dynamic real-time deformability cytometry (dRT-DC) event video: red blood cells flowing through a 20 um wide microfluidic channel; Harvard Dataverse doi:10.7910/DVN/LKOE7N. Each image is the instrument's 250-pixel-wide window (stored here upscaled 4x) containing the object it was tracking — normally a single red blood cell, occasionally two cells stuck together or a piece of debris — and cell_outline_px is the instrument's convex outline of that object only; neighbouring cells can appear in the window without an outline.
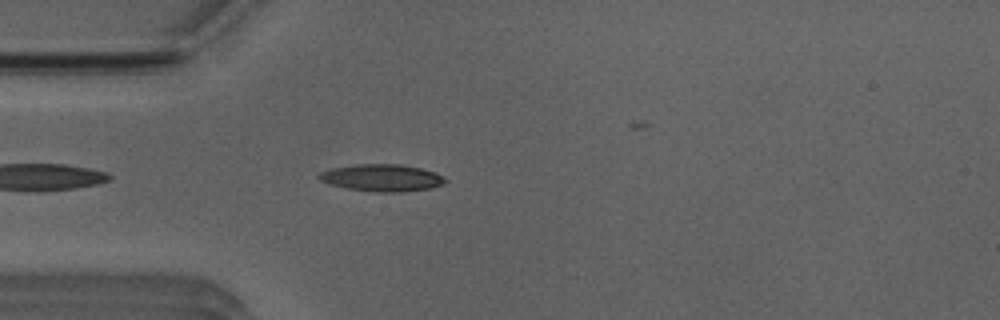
{"species": "Egyptian fruit bat (a non-hibernating species)", "species_latin": "Rousettus aegyptiacus", "temperature_condition": "room temperature", "stored_images_in_passage": 33, "camera_frame_rate_fps": 3000, "um_per_image_px": 0.085, "animal": {"sex": "male"}, "frame": {"image": 1, "passage_image": 4, "time_ms": 1.0, "image_size_px": [1000, 320], "cell_outline_px": [[448, 180], [444, 184], [432, 188], [400, 192], [376, 192], [348, 188], [328, 184], [320, 180], [316, 176], [320, 172], [332, 168], [356, 164], [400, 164], [420, 168], [432, 172]], "centroid_in_image_um": [32.43, 15.11], "position_along_channel_um": 52.6, "area_um2": 19.83}}
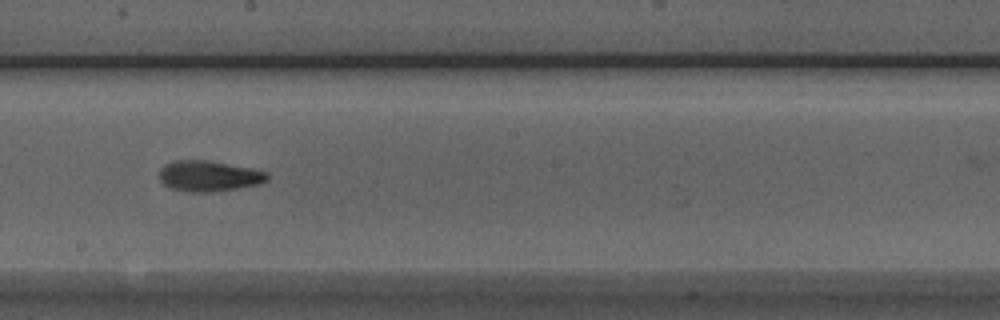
{"frame": {"image": 2, "passage_image": 18, "time_ms": 5.667, "image_size_px": [1000, 320], "cell_outline_px": [[268, 180], [260, 184], [236, 188], [208, 192], [192, 192], [172, 188], [164, 184], [160, 180], [160, 168], [164, 164], [172, 160], [204, 160], [252, 168], [268, 172]], "centroid_in_image_um": [17.75, 14.95], "position_along_channel_um": 230.5, "area_um2": 19.19}}
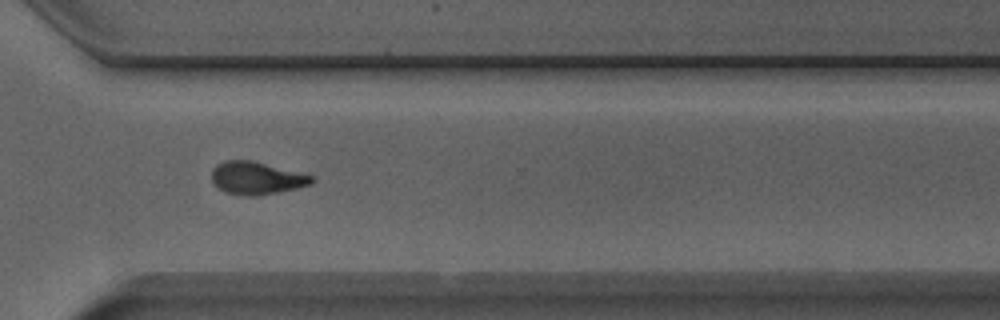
{"frame": {"image": 3, "passage_image": 27, "time_ms": 8.667, "image_size_px": [1000, 320], "cell_outline_px": [[316, 180], [312, 184], [296, 188], [256, 196], [248, 196], [224, 192], [212, 184], [212, 168], [216, 164], [224, 160], [252, 160], [312, 176]], "centroid_in_image_um": [21.75, 15.13], "position_along_channel_um": 348.8, "area_um2": 19.02}}